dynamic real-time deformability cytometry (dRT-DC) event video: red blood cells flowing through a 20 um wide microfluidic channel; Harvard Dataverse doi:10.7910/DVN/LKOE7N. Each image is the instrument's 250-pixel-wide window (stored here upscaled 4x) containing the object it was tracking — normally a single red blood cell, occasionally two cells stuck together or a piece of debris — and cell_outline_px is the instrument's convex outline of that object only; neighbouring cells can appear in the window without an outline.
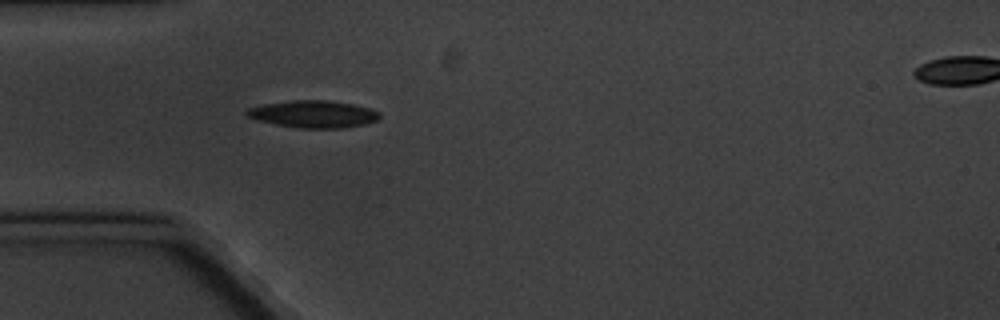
{"species": "common noctule bat (a hibernating species)", "species_latin": "Nyctalus noctula", "temperature_condition": "cold", "stored_images_in_passage": 7, "segment_of_instrument_passage": [1, 2], "camera_frame_rate_fps": 3000, "um_per_image_px": 0.085, "animal": {"sex": "male", "body_mass_g": 20.1, "forearm_length_mm": 53.5}, "frame": {"image": 1, "passage_image": 6, "time_ms": 5.667, "image_size_px": [1000, 320], "cell_outline_px": [[380, 116], [376, 120], [364, 124], [344, 128], [296, 128], [276, 124], [260, 120], [248, 116], [244, 112], [248, 108], [264, 104], [292, 100], [328, 100], [352, 104], [368, 108], [380, 112]], "centroid_in_image_um": [26.64, 9.7], "position_along_channel_um": 58.4, "area_um2": 20.87}}